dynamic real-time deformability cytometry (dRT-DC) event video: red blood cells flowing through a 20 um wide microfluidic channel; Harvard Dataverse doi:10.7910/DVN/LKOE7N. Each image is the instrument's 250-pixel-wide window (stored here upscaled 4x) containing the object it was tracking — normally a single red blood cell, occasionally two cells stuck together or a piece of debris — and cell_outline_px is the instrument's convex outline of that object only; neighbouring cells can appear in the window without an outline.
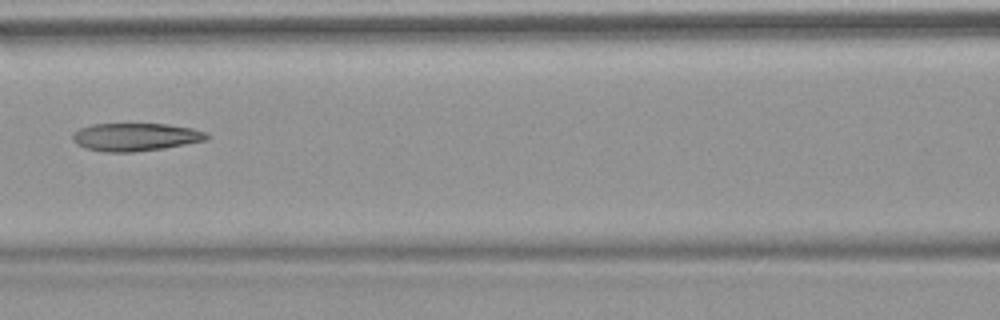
{"species": "common noctule bat (a hibernating species)", "species_latin": "Nyctalus noctula", "temperature_condition": "warm", "stored_images_in_passage": 7, "camera_frame_rate_fps": 3000, "um_per_image_px": 0.085, "animal": {"sex": "female", "body_mass_g": 18.4}, "frame": {"image": 1, "passage_image": 6, "time_ms": 7.333, "image_size_px": [1000, 320], "cell_outline_px": [[208, 136], [204, 140], [164, 148], [132, 152], [104, 152], [84, 148], [76, 144], [72, 140], [72, 136], [80, 128], [92, 124], [168, 124], [192, 128], [204, 132]], "centroid_in_image_um": [11.45, 11.64], "position_along_channel_um": 155.1, "area_um2": 21.62}}
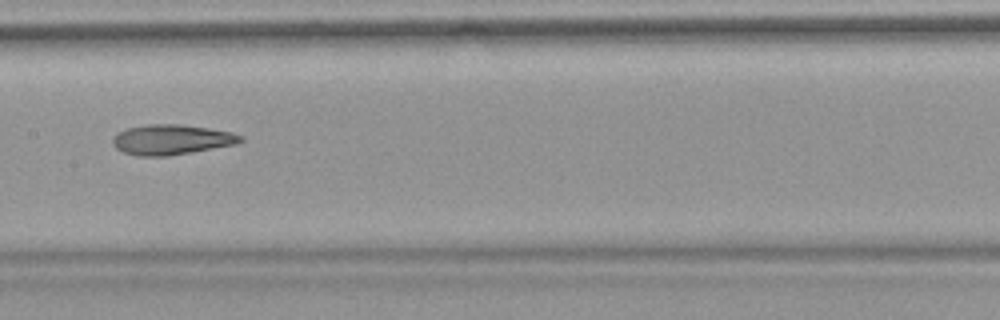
{"frame": {"image": 2, "passage_image": 7, "time_ms": 8.333, "image_size_px": [1000, 320], "cell_outline_px": [[244, 140], [236, 144], [192, 152], [168, 156], [136, 156], [124, 152], [116, 148], [112, 144], [112, 136], [116, 132], [128, 128], [148, 124], [180, 124], [208, 128], [232, 132], [244, 136]], "centroid_in_image_um": [14.56, 11.87], "position_along_channel_um": 192.8, "area_um2": 22.6}}